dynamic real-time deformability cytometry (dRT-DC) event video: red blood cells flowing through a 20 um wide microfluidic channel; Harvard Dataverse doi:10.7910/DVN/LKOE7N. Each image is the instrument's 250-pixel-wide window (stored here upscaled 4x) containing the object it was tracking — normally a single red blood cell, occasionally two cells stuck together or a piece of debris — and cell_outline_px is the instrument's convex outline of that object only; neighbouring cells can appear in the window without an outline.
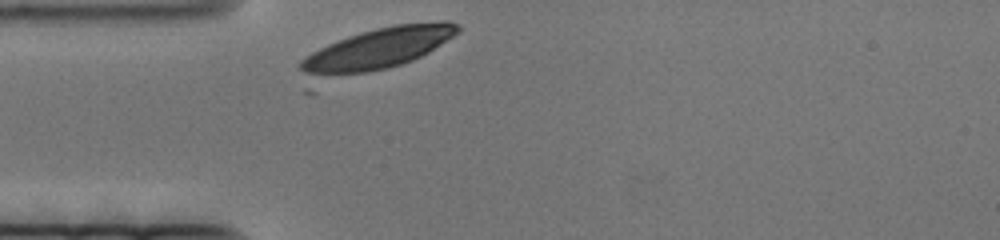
{"species": "human", "species_latin": "Homo sapiens", "temperature_condition": "cold", "stored_images_in_passage": 44, "camera_frame_rate_fps": 3000, "um_per_image_px": 0.085, "donor": {"sex": "female"}, "frame": {"image": 1, "passage_image": 1, "time_ms": 0.0, "image_size_px": [1000, 240], "cell_outline_px": [[460, 32], [428, 52], [412, 60], [388, 68], [368, 72], [316, 76], [312, 76], [304, 72], [300, 68], [300, 60], [312, 52], [328, 44], [348, 36], [376, 28], [396, 24], [444, 20], [448, 20], [460, 24]], "centroid_in_image_um": [32.18, 4.1], "position_along_channel_um": 52.8, "area_um2": 37.17}}
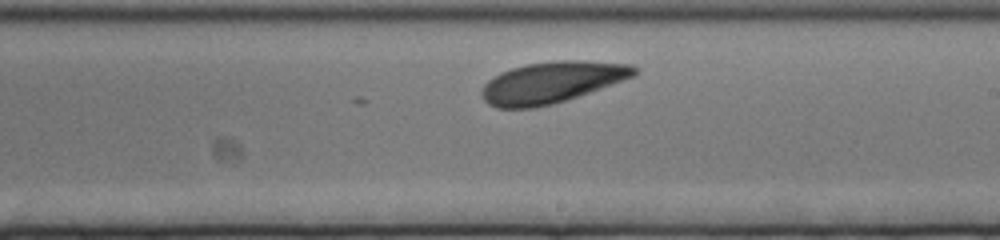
{"frame": {"image": 2, "passage_image": 26, "time_ms": 8.333, "image_size_px": [1000, 240], "cell_outline_px": [[640, 72], [636, 76], [552, 104], [536, 108], [496, 108], [488, 104], [484, 100], [480, 92], [484, 84], [488, 80], [500, 72], [512, 68], [528, 64], [556, 60], [580, 60], [628, 64], [640, 68]], "centroid_in_image_um": [46.9, 6.99], "position_along_channel_um": 242.1, "area_um2": 36.7}}
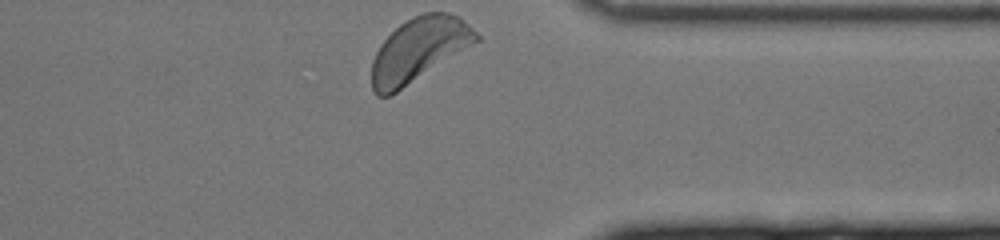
{"frame": {"image": 3, "passage_image": 44, "time_ms": 14.333, "image_size_px": [1000, 240], "cell_outline_px": [[480, 40], [396, 92], [388, 96], [376, 96], [372, 88], [372, 60], [380, 44], [400, 24], [412, 16], [424, 12], [448, 12], [460, 16], [480, 36]], "centroid_in_image_um": [35.6, 4.2], "position_along_channel_um": 375.8, "area_um2": 38.55}}